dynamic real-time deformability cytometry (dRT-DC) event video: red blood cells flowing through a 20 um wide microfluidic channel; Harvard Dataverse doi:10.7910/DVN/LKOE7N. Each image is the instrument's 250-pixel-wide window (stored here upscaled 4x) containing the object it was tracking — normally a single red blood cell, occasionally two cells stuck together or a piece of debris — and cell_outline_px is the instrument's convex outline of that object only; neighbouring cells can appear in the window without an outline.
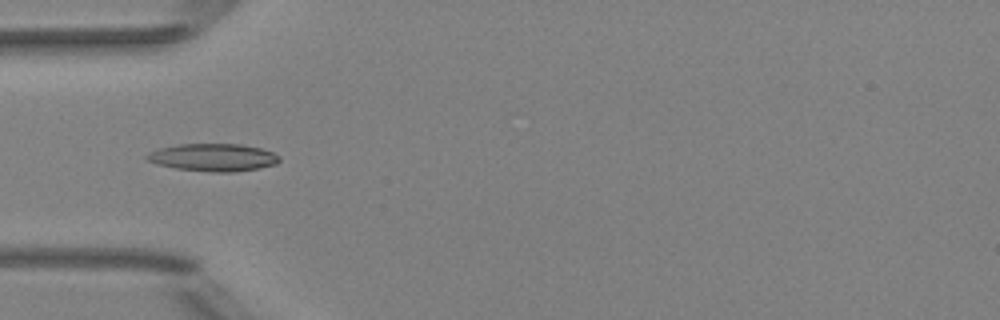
{"species": "Egyptian fruit bat (a non-hibernating species)", "species_latin": "Rousettus aegyptiacus", "temperature_condition": "room temperature", "stored_images_in_passage": 36, "camera_frame_rate_fps": 3000, "um_per_image_px": 0.085, "animal": {"sex": "female"}, "frame": {"image": 1, "passage_image": 1, "time_ms": 0.0, "image_size_px": [1000, 320], "cell_outline_px": [[280, 160], [276, 164], [260, 168], [232, 172], [212, 172], [176, 168], [156, 164], [148, 160], [144, 156], [148, 152], [160, 148], [180, 144], [240, 144], [260, 148], [272, 152], [280, 156]], "centroid_in_image_um": [18.12, 13.38], "position_along_channel_um": 66.9, "area_um2": 21.27}}
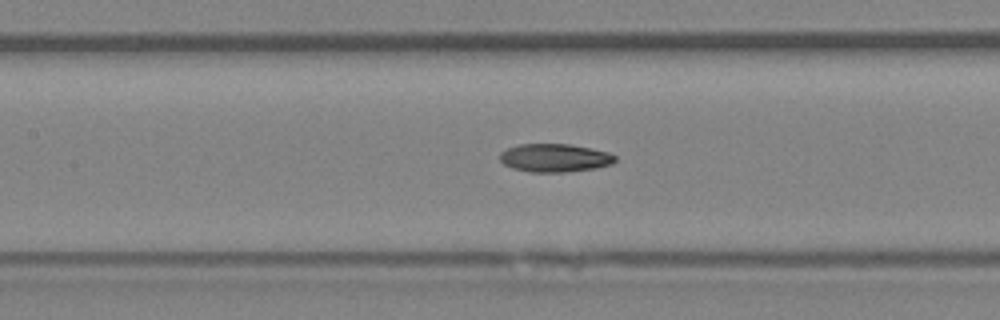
{"frame": {"image": 2, "passage_image": 8, "time_ms": 2.333, "image_size_px": [1000, 320], "cell_outline_px": [[616, 160], [612, 164], [596, 168], [564, 172], [528, 172], [512, 168], [504, 164], [500, 160], [500, 152], [508, 148], [520, 144], [568, 144], [592, 148], [608, 152], [616, 156]], "centroid_in_image_um": [47.15, 13.42], "position_along_channel_um": 160.2, "area_um2": 19.02}}
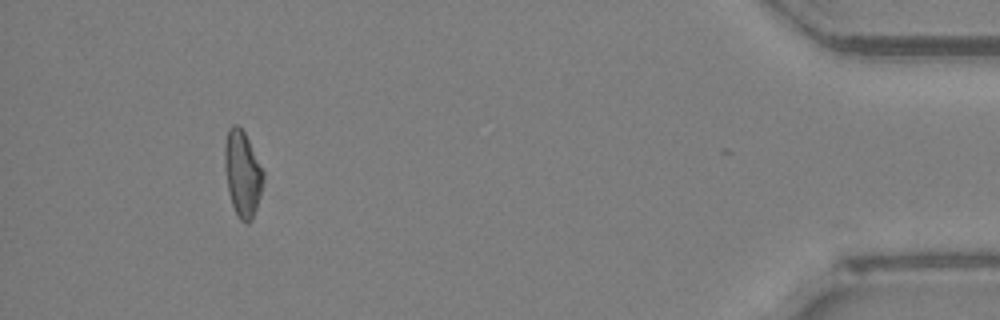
{"frame": {"image": 3, "passage_image": 32, "time_ms": 10.333, "image_size_px": [1000, 320], "cell_outline_px": [[264, 180], [260, 196], [252, 220], [240, 220], [232, 204], [228, 192], [224, 168], [224, 144], [228, 128], [232, 124], [236, 124], [244, 132], [264, 172]], "centroid_in_image_um": [20.59, 14.72], "position_along_channel_um": 414.6, "area_um2": 19.19}, "authors_computed_cell_mechanics": {"area_um2": 18.7561, "velocity_mm_per_s": 4.0204, "shape_relaxation_time_tau1_ms": 7.8394, "shape_relaxation_time_tau2_ms": 5.4964, "deformation_change_tau1": 0.2208, "deformation_change_tau2": 0.1381}}